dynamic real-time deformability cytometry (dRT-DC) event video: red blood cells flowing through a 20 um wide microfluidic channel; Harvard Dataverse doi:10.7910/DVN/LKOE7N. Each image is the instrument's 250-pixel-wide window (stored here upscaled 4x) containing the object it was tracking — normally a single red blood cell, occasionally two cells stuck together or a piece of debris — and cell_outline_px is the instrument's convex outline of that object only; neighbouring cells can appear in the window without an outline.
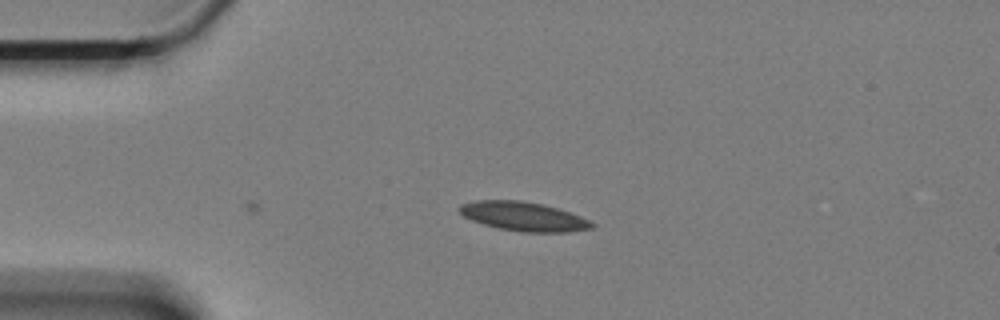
{"species": "Egyptian fruit bat (a non-hibernating species)", "species_latin": "Rousettus aegyptiacus", "temperature_condition": "cold", "stored_images_in_passage": 9, "camera_frame_rate_fps": 3000, "um_per_image_px": 0.085, "animal": {"sex": "female"}, "frame": {"image": 1, "passage_image": 9, "time_ms": 2.667, "image_size_px": [1000, 320], "cell_outline_px": [[596, 224], [592, 228], [568, 232], [520, 232], [496, 228], [472, 220], [464, 216], [460, 212], [460, 204], [476, 200], [520, 200], [544, 204], [580, 216]], "centroid_in_image_um": [44.49, 18.4], "position_along_channel_um": 40.5, "area_um2": 22.37}}